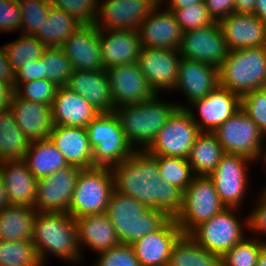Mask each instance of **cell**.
<instances>
[{
  "mask_svg": "<svg viewBox=\"0 0 266 266\" xmlns=\"http://www.w3.org/2000/svg\"><path fill=\"white\" fill-rule=\"evenodd\" d=\"M254 161L247 157L225 153L215 170L209 175L221 202L226 208H240L246 196L248 178L246 166Z\"/></svg>",
  "mask_w": 266,
  "mask_h": 266,
  "instance_id": "cell-13",
  "label": "cell"
},
{
  "mask_svg": "<svg viewBox=\"0 0 266 266\" xmlns=\"http://www.w3.org/2000/svg\"><path fill=\"white\" fill-rule=\"evenodd\" d=\"M172 11L183 32L200 29L215 23L205 3H196L185 8L168 9Z\"/></svg>",
  "mask_w": 266,
  "mask_h": 266,
  "instance_id": "cell-43",
  "label": "cell"
},
{
  "mask_svg": "<svg viewBox=\"0 0 266 266\" xmlns=\"http://www.w3.org/2000/svg\"><path fill=\"white\" fill-rule=\"evenodd\" d=\"M262 193L257 201L258 206L251 211L248 217V229L257 232L258 234H266V195ZM266 236V235H265Z\"/></svg>",
  "mask_w": 266,
  "mask_h": 266,
  "instance_id": "cell-50",
  "label": "cell"
},
{
  "mask_svg": "<svg viewBox=\"0 0 266 266\" xmlns=\"http://www.w3.org/2000/svg\"><path fill=\"white\" fill-rule=\"evenodd\" d=\"M9 205L7 191L0 175V211Z\"/></svg>",
  "mask_w": 266,
  "mask_h": 266,
  "instance_id": "cell-57",
  "label": "cell"
},
{
  "mask_svg": "<svg viewBox=\"0 0 266 266\" xmlns=\"http://www.w3.org/2000/svg\"><path fill=\"white\" fill-rule=\"evenodd\" d=\"M58 86L47 79L15 83L14 92L21 98L52 106Z\"/></svg>",
  "mask_w": 266,
  "mask_h": 266,
  "instance_id": "cell-44",
  "label": "cell"
},
{
  "mask_svg": "<svg viewBox=\"0 0 266 266\" xmlns=\"http://www.w3.org/2000/svg\"><path fill=\"white\" fill-rule=\"evenodd\" d=\"M114 189V176L111 168L94 166L81 169L68 213L74 219L106 213Z\"/></svg>",
  "mask_w": 266,
  "mask_h": 266,
  "instance_id": "cell-7",
  "label": "cell"
},
{
  "mask_svg": "<svg viewBox=\"0 0 266 266\" xmlns=\"http://www.w3.org/2000/svg\"><path fill=\"white\" fill-rule=\"evenodd\" d=\"M98 37L104 70L138 61L142 44L137 30L99 29Z\"/></svg>",
  "mask_w": 266,
  "mask_h": 266,
  "instance_id": "cell-23",
  "label": "cell"
},
{
  "mask_svg": "<svg viewBox=\"0 0 266 266\" xmlns=\"http://www.w3.org/2000/svg\"><path fill=\"white\" fill-rule=\"evenodd\" d=\"M264 23H266V0H256L255 13Z\"/></svg>",
  "mask_w": 266,
  "mask_h": 266,
  "instance_id": "cell-56",
  "label": "cell"
},
{
  "mask_svg": "<svg viewBox=\"0 0 266 266\" xmlns=\"http://www.w3.org/2000/svg\"><path fill=\"white\" fill-rule=\"evenodd\" d=\"M80 170L67 166L38 179L34 209L38 212H68Z\"/></svg>",
  "mask_w": 266,
  "mask_h": 266,
  "instance_id": "cell-16",
  "label": "cell"
},
{
  "mask_svg": "<svg viewBox=\"0 0 266 266\" xmlns=\"http://www.w3.org/2000/svg\"><path fill=\"white\" fill-rule=\"evenodd\" d=\"M167 266H222L221 256L200 246L183 234L174 244Z\"/></svg>",
  "mask_w": 266,
  "mask_h": 266,
  "instance_id": "cell-36",
  "label": "cell"
},
{
  "mask_svg": "<svg viewBox=\"0 0 266 266\" xmlns=\"http://www.w3.org/2000/svg\"><path fill=\"white\" fill-rule=\"evenodd\" d=\"M225 208L209 176H195L183 192L182 208L174 219L182 233L189 235Z\"/></svg>",
  "mask_w": 266,
  "mask_h": 266,
  "instance_id": "cell-8",
  "label": "cell"
},
{
  "mask_svg": "<svg viewBox=\"0 0 266 266\" xmlns=\"http://www.w3.org/2000/svg\"><path fill=\"white\" fill-rule=\"evenodd\" d=\"M64 87L81 95L99 113L114 111L110 81L104 69L73 70Z\"/></svg>",
  "mask_w": 266,
  "mask_h": 266,
  "instance_id": "cell-22",
  "label": "cell"
},
{
  "mask_svg": "<svg viewBox=\"0 0 266 266\" xmlns=\"http://www.w3.org/2000/svg\"><path fill=\"white\" fill-rule=\"evenodd\" d=\"M23 161L37 179L50 176L69 166L49 139L32 141Z\"/></svg>",
  "mask_w": 266,
  "mask_h": 266,
  "instance_id": "cell-34",
  "label": "cell"
},
{
  "mask_svg": "<svg viewBox=\"0 0 266 266\" xmlns=\"http://www.w3.org/2000/svg\"><path fill=\"white\" fill-rule=\"evenodd\" d=\"M164 0H162L160 3L162 4ZM168 1L169 5H167L166 9H179V8H185L190 5H194L196 3H202L204 0H166Z\"/></svg>",
  "mask_w": 266,
  "mask_h": 266,
  "instance_id": "cell-55",
  "label": "cell"
},
{
  "mask_svg": "<svg viewBox=\"0 0 266 266\" xmlns=\"http://www.w3.org/2000/svg\"><path fill=\"white\" fill-rule=\"evenodd\" d=\"M158 97L159 95L156 94L150 100L114 109L125 137L135 151H146L153 143L158 131L180 108L177 102H163ZM136 146L138 148L135 149Z\"/></svg>",
  "mask_w": 266,
  "mask_h": 266,
  "instance_id": "cell-3",
  "label": "cell"
},
{
  "mask_svg": "<svg viewBox=\"0 0 266 266\" xmlns=\"http://www.w3.org/2000/svg\"><path fill=\"white\" fill-rule=\"evenodd\" d=\"M48 139L60 151L69 166L80 169L94 167L93 148L86 128L53 125Z\"/></svg>",
  "mask_w": 266,
  "mask_h": 266,
  "instance_id": "cell-26",
  "label": "cell"
},
{
  "mask_svg": "<svg viewBox=\"0 0 266 266\" xmlns=\"http://www.w3.org/2000/svg\"><path fill=\"white\" fill-rule=\"evenodd\" d=\"M114 187L144 206L164 211L175 218L183 203V191L163 182L157 161L146 151H134L128 158L111 168Z\"/></svg>",
  "mask_w": 266,
  "mask_h": 266,
  "instance_id": "cell-1",
  "label": "cell"
},
{
  "mask_svg": "<svg viewBox=\"0 0 266 266\" xmlns=\"http://www.w3.org/2000/svg\"><path fill=\"white\" fill-rule=\"evenodd\" d=\"M181 57L219 67L229 54L219 22L183 32L179 46Z\"/></svg>",
  "mask_w": 266,
  "mask_h": 266,
  "instance_id": "cell-12",
  "label": "cell"
},
{
  "mask_svg": "<svg viewBox=\"0 0 266 266\" xmlns=\"http://www.w3.org/2000/svg\"><path fill=\"white\" fill-rule=\"evenodd\" d=\"M0 82L15 88V72L7 59L4 46L0 47Z\"/></svg>",
  "mask_w": 266,
  "mask_h": 266,
  "instance_id": "cell-52",
  "label": "cell"
},
{
  "mask_svg": "<svg viewBox=\"0 0 266 266\" xmlns=\"http://www.w3.org/2000/svg\"><path fill=\"white\" fill-rule=\"evenodd\" d=\"M152 157L157 161L162 181L169 182L184 192L195 177L187 159L171 156Z\"/></svg>",
  "mask_w": 266,
  "mask_h": 266,
  "instance_id": "cell-38",
  "label": "cell"
},
{
  "mask_svg": "<svg viewBox=\"0 0 266 266\" xmlns=\"http://www.w3.org/2000/svg\"><path fill=\"white\" fill-rule=\"evenodd\" d=\"M51 6L62 9L82 25H95L98 0H49Z\"/></svg>",
  "mask_w": 266,
  "mask_h": 266,
  "instance_id": "cell-45",
  "label": "cell"
},
{
  "mask_svg": "<svg viewBox=\"0 0 266 266\" xmlns=\"http://www.w3.org/2000/svg\"><path fill=\"white\" fill-rule=\"evenodd\" d=\"M266 240L245 237L242 241L234 245L222 257V266H257L262 247Z\"/></svg>",
  "mask_w": 266,
  "mask_h": 266,
  "instance_id": "cell-41",
  "label": "cell"
},
{
  "mask_svg": "<svg viewBox=\"0 0 266 266\" xmlns=\"http://www.w3.org/2000/svg\"><path fill=\"white\" fill-rule=\"evenodd\" d=\"M0 175L7 191L9 205L34 208L38 179L23 160L1 161Z\"/></svg>",
  "mask_w": 266,
  "mask_h": 266,
  "instance_id": "cell-28",
  "label": "cell"
},
{
  "mask_svg": "<svg viewBox=\"0 0 266 266\" xmlns=\"http://www.w3.org/2000/svg\"><path fill=\"white\" fill-rule=\"evenodd\" d=\"M82 24L62 9L50 6L42 27L33 35L45 48H61Z\"/></svg>",
  "mask_w": 266,
  "mask_h": 266,
  "instance_id": "cell-32",
  "label": "cell"
},
{
  "mask_svg": "<svg viewBox=\"0 0 266 266\" xmlns=\"http://www.w3.org/2000/svg\"><path fill=\"white\" fill-rule=\"evenodd\" d=\"M98 255L100 259L95 266H141L133 247L128 244H119Z\"/></svg>",
  "mask_w": 266,
  "mask_h": 266,
  "instance_id": "cell-47",
  "label": "cell"
},
{
  "mask_svg": "<svg viewBox=\"0 0 266 266\" xmlns=\"http://www.w3.org/2000/svg\"><path fill=\"white\" fill-rule=\"evenodd\" d=\"M99 29L95 25H82L61 47L73 70H102Z\"/></svg>",
  "mask_w": 266,
  "mask_h": 266,
  "instance_id": "cell-24",
  "label": "cell"
},
{
  "mask_svg": "<svg viewBox=\"0 0 266 266\" xmlns=\"http://www.w3.org/2000/svg\"><path fill=\"white\" fill-rule=\"evenodd\" d=\"M219 86L218 68L181 57L174 90H180L192 103L202 99Z\"/></svg>",
  "mask_w": 266,
  "mask_h": 266,
  "instance_id": "cell-25",
  "label": "cell"
},
{
  "mask_svg": "<svg viewBox=\"0 0 266 266\" xmlns=\"http://www.w3.org/2000/svg\"><path fill=\"white\" fill-rule=\"evenodd\" d=\"M200 114V120L196 114L186 105L180 108L186 109L201 132L213 133L228 118L241 109V96L225 87L217 86L212 92L202 99L190 103Z\"/></svg>",
  "mask_w": 266,
  "mask_h": 266,
  "instance_id": "cell-15",
  "label": "cell"
},
{
  "mask_svg": "<svg viewBox=\"0 0 266 266\" xmlns=\"http://www.w3.org/2000/svg\"><path fill=\"white\" fill-rule=\"evenodd\" d=\"M37 211L28 206L8 205L0 211V240H33Z\"/></svg>",
  "mask_w": 266,
  "mask_h": 266,
  "instance_id": "cell-31",
  "label": "cell"
},
{
  "mask_svg": "<svg viewBox=\"0 0 266 266\" xmlns=\"http://www.w3.org/2000/svg\"><path fill=\"white\" fill-rule=\"evenodd\" d=\"M182 235L175 219L170 217L157 231L145 235L131 246L141 266H167L171 250Z\"/></svg>",
  "mask_w": 266,
  "mask_h": 266,
  "instance_id": "cell-20",
  "label": "cell"
},
{
  "mask_svg": "<svg viewBox=\"0 0 266 266\" xmlns=\"http://www.w3.org/2000/svg\"><path fill=\"white\" fill-rule=\"evenodd\" d=\"M32 242L43 266L48 253L66 262L81 260L77 224L68 212L37 211Z\"/></svg>",
  "mask_w": 266,
  "mask_h": 266,
  "instance_id": "cell-2",
  "label": "cell"
},
{
  "mask_svg": "<svg viewBox=\"0 0 266 266\" xmlns=\"http://www.w3.org/2000/svg\"><path fill=\"white\" fill-rule=\"evenodd\" d=\"M21 18L18 0H0V31L20 30Z\"/></svg>",
  "mask_w": 266,
  "mask_h": 266,
  "instance_id": "cell-48",
  "label": "cell"
},
{
  "mask_svg": "<svg viewBox=\"0 0 266 266\" xmlns=\"http://www.w3.org/2000/svg\"><path fill=\"white\" fill-rule=\"evenodd\" d=\"M219 85L243 96L266 88V46L230 50L218 67Z\"/></svg>",
  "mask_w": 266,
  "mask_h": 266,
  "instance_id": "cell-5",
  "label": "cell"
},
{
  "mask_svg": "<svg viewBox=\"0 0 266 266\" xmlns=\"http://www.w3.org/2000/svg\"><path fill=\"white\" fill-rule=\"evenodd\" d=\"M241 108L266 137V88L255 89L241 96Z\"/></svg>",
  "mask_w": 266,
  "mask_h": 266,
  "instance_id": "cell-46",
  "label": "cell"
},
{
  "mask_svg": "<svg viewBox=\"0 0 266 266\" xmlns=\"http://www.w3.org/2000/svg\"><path fill=\"white\" fill-rule=\"evenodd\" d=\"M120 244L131 245L157 231L170 217L114 189L106 211Z\"/></svg>",
  "mask_w": 266,
  "mask_h": 266,
  "instance_id": "cell-4",
  "label": "cell"
},
{
  "mask_svg": "<svg viewBox=\"0 0 266 266\" xmlns=\"http://www.w3.org/2000/svg\"><path fill=\"white\" fill-rule=\"evenodd\" d=\"M201 133L186 109L178 108L158 131L146 150L151 156H171L187 159L191 147Z\"/></svg>",
  "mask_w": 266,
  "mask_h": 266,
  "instance_id": "cell-10",
  "label": "cell"
},
{
  "mask_svg": "<svg viewBox=\"0 0 266 266\" xmlns=\"http://www.w3.org/2000/svg\"><path fill=\"white\" fill-rule=\"evenodd\" d=\"M160 5L162 4H158L137 29L142 47L178 50L183 31L174 13L168 9L160 10Z\"/></svg>",
  "mask_w": 266,
  "mask_h": 266,
  "instance_id": "cell-19",
  "label": "cell"
},
{
  "mask_svg": "<svg viewBox=\"0 0 266 266\" xmlns=\"http://www.w3.org/2000/svg\"><path fill=\"white\" fill-rule=\"evenodd\" d=\"M257 266H266V244L261 249Z\"/></svg>",
  "mask_w": 266,
  "mask_h": 266,
  "instance_id": "cell-58",
  "label": "cell"
},
{
  "mask_svg": "<svg viewBox=\"0 0 266 266\" xmlns=\"http://www.w3.org/2000/svg\"><path fill=\"white\" fill-rule=\"evenodd\" d=\"M21 12L22 34L33 36L46 18L50 10L49 0H18Z\"/></svg>",
  "mask_w": 266,
  "mask_h": 266,
  "instance_id": "cell-42",
  "label": "cell"
},
{
  "mask_svg": "<svg viewBox=\"0 0 266 266\" xmlns=\"http://www.w3.org/2000/svg\"><path fill=\"white\" fill-rule=\"evenodd\" d=\"M78 228V244L101 253L120 244L115 229L106 213L75 218Z\"/></svg>",
  "mask_w": 266,
  "mask_h": 266,
  "instance_id": "cell-30",
  "label": "cell"
},
{
  "mask_svg": "<svg viewBox=\"0 0 266 266\" xmlns=\"http://www.w3.org/2000/svg\"><path fill=\"white\" fill-rule=\"evenodd\" d=\"M13 94L14 88L12 86L0 82V111L10 108Z\"/></svg>",
  "mask_w": 266,
  "mask_h": 266,
  "instance_id": "cell-53",
  "label": "cell"
},
{
  "mask_svg": "<svg viewBox=\"0 0 266 266\" xmlns=\"http://www.w3.org/2000/svg\"><path fill=\"white\" fill-rule=\"evenodd\" d=\"M239 208H225L208 221L198 225L189 235L203 248L221 257L245 238L248 218L244 225L234 214ZM245 226V227H244Z\"/></svg>",
  "mask_w": 266,
  "mask_h": 266,
  "instance_id": "cell-9",
  "label": "cell"
},
{
  "mask_svg": "<svg viewBox=\"0 0 266 266\" xmlns=\"http://www.w3.org/2000/svg\"><path fill=\"white\" fill-rule=\"evenodd\" d=\"M53 125L86 128L99 112L81 95L58 87L51 106Z\"/></svg>",
  "mask_w": 266,
  "mask_h": 266,
  "instance_id": "cell-29",
  "label": "cell"
},
{
  "mask_svg": "<svg viewBox=\"0 0 266 266\" xmlns=\"http://www.w3.org/2000/svg\"><path fill=\"white\" fill-rule=\"evenodd\" d=\"M256 8V0H235V12L254 14Z\"/></svg>",
  "mask_w": 266,
  "mask_h": 266,
  "instance_id": "cell-54",
  "label": "cell"
},
{
  "mask_svg": "<svg viewBox=\"0 0 266 266\" xmlns=\"http://www.w3.org/2000/svg\"><path fill=\"white\" fill-rule=\"evenodd\" d=\"M30 143L10 108L0 111V162L24 160Z\"/></svg>",
  "mask_w": 266,
  "mask_h": 266,
  "instance_id": "cell-35",
  "label": "cell"
},
{
  "mask_svg": "<svg viewBox=\"0 0 266 266\" xmlns=\"http://www.w3.org/2000/svg\"><path fill=\"white\" fill-rule=\"evenodd\" d=\"M41 79H44V64L41 58L29 61L15 72V83H27Z\"/></svg>",
  "mask_w": 266,
  "mask_h": 266,
  "instance_id": "cell-49",
  "label": "cell"
},
{
  "mask_svg": "<svg viewBox=\"0 0 266 266\" xmlns=\"http://www.w3.org/2000/svg\"><path fill=\"white\" fill-rule=\"evenodd\" d=\"M41 59L44 64V79L58 87L65 86L73 73V68L62 48H45Z\"/></svg>",
  "mask_w": 266,
  "mask_h": 266,
  "instance_id": "cell-40",
  "label": "cell"
},
{
  "mask_svg": "<svg viewBox=\"0 0 266 266\" xmlns=\"http://www.w3.org/2000/svg\"><path fill=\"white\" fill-rule=\"evenodd\" d=\"M95 26L100 30H137L158 0H98Z\"/></svg>",
  "mask_w": 266,
  "mask_h": 266,
  "instance_id": "cell-14",
  "label": "cell"
},
{
  "mask_svg": "<svg viewBox=\"0 0 266 266\" xmlns=\"http://www.w3.org/2000/svg\"><path fill=\"white\" fill-rule=\"evenodd\" d=\"M213 133L225 153L241 155L257 162L261 143L265 137L242 108L221 124Z\"/></svg>",
  "mask_w": 266,
  "mask_h": 266,
  "instance_id": "cell-11",
  "label": "cell"
},
{
  "mask_svg": "<svg viewBox=\"0 0 266 266\" xmlns=\"http://www.w3.org/2000/svg\"><path fill=\"white\" fill-rule=\"evenodd\" d=\"M7 59L16 72L29 61L39 60L45 49L37 38L31 35H21L18 40H14L4 45Z\"/></svg>",
  "mask_w": 266,
  "mask_h": 266,
  "instance_id": "cell-39",
  "label": "cell"
},
{
  "mask_svg": "<svg viewBox=\"0 0 266 266\" xmlns=\"http://www.w3.org/2000/svg\"><path fill=\"white\" fill-rule=\"evenodd\" d=\"M219 24L229 50L266 46V23L255 14L234 12Z\"/></svg>",
  "mask_w": 266,
  "mask_h": 266,
  "instance_id": "cell-21",
  "label": "cell"
},
{
  "mask_svg": "<svg viewBox=\"0 0 266 266\" xmlns=\"http://www.w3.org/2000/svg\"><path fill=\"white\" fill-rule=\"evenodd\" d=\"M10 110L17 125L31 142L48 139L53 128L50 106L23 99L14 92Z\"/></svg>",
  "mask_w": 266,
  "mask_h": 266,
  "instance_id": "cell-27",
  "label": "cell"
},
{
  "mask_svg": "<svg viewBox=\"0 0 266 266\" xmlns=\"http://www.w3.org/2000/svg\"><path fill=\"white\" fill-rule=\"evenodd\" d=\"M180 61L179 50L142 47L137 63L150 88L159 94L161 90H174Z\"/></svg>",
  "mask_w": 266,
  "mask_h": 266,
  "instance_id": "cell-17",
  "label": "cell"
},
{
  "mask_svg": "<svg viewBox=\"0 0 266 266\" xmlns=\"http://www.w3.org/2000/svg\"><path fill=\"white\" fill-rule=\"evenodd\" d=\"M225 154L214 133L201 132L187 157L195 176H209Z\"/></svg>",
  "mask_w": 266,
  "mask_h": 266,
  "instance_id": "cell-33",
  "label": "cell"
},
{
  "mask_svg": "<svg viewBox=\"0 0 266 266\" xmlns=\"http://www.w3.org/2000/svg\"><path fill=\"white\" fill-rule=\"evenodd\" d=\"M265 148H264V146H263V143H261V148H260V151H259V155H258V157H257V160L259 159V160H261V159H263L264 160V162L266 163V149L264 150ZM264 151V152H263ZM261 157H263V158H261ZM261 158V159H260Z\"/></svg>",
  "mask_w": 266,
  "mask_h": 266,
  "instance_id": "cell-59",
  "label": "cell"
},
{
  "mask_svg": "<svg viewBox=\"0 0 266 266\" xmlns=\"http://www.w3.org/2000/svg\"><path fill=\"white\" fill-rule=\"evenodd\" d=\"M0 266H43L32 240H0Z\"/></svg>",
  "mask_w": 266,
  "mask_h": 266,
  "instance_id": "cell-37",
  "label": "cell"
},
{
  "mask_svg": "<svg viewBox=\"0 0 266 266\" xmlns=\"http://www.w3.org/2000/svg\"><path fill=\"white\" fill-rule=\"evenodd\" d=\"M204 3L215 22L235 12V0H204Z\"/></svg>",
  "mask_w": 266,
  "mask_h": 266,
  "instance_id": "cell-51",
  "label": "cell"
},
{
  "mask_svg": "<svg viewBox=\"0 0 266 266\" xmlns=\"http://www.w3.org/2000/svg\"><path fill=\"white\" fill-rule=\"evenodd\" d=\"M106 71L110 81L114 109L123 105L144 102L156 95L137 62L112 66Z\"/></svg>",
  "mask_w": 266,
  "mask_h": 266,
  "instance_id": "cell-18",
  "label": "cell"
},
{
  "mask_svg": "<svg viewBox=\"0 0 266 266\" xmlns=\"http://www.w3.org/2000/svg\"><path fill=\"white\" fill-rule=\"evenodd\" d=\"M93 165L112 168L135 150L127 141L115 112L99 113L86 127Z\"/></svg>",
  "mask_w": 266,
  "mask_h": 266,
  "instance_id": "cell-6",
  "label": "cell"
},
{
  "mask_svg": "<svg viewBox=\"0 0 266 266\" xmlns=\"http://www.w3.org/2000/svg\"><path fill=\"white\" fill-rule=\"evenodd\" d=\"M263 193L266 195V187L264 188Z\"/></svg>",
  "mask_w": 266,
  "mask_h": 266,
  "instance_id": "cell-60",
  "label": "cell"
}]
</instances>
